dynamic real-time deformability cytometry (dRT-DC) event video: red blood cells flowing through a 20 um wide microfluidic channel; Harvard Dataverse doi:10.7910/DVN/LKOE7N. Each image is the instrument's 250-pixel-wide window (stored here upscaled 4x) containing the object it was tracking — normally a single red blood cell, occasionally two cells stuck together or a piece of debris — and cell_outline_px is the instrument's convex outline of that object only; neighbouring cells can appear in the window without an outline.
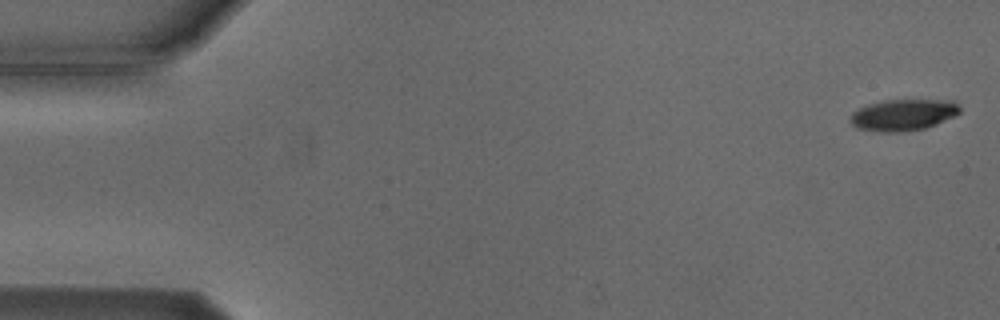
{"species": "Egyptian fruit bat (a non-hibernating species)", "species_latin": "Rousettus aegyptiacus", "temperature_condition": "cold", "stored_images_in_passage": 6, "camera_frame_rate_fps": 3000, "um_per_image_px": 0.085, "animal": {"sex": "male"}, "frame": {"image": 1, "passage_image": 1, "time_ms": 0.0, "image_size_px": [1000, 320], "cell_outline_px": [[960, 112], [936, 124], [924, 128], [896, 132], [888, 132], [856, 128], [848, 120], [852, 112], [868, 104], [884, 100], [952, 100], [960, 108]], "centroid_in_image_um": [76.73, 9.75], "position_along_channel_um": 8.3, "area_um2": 19.77}}
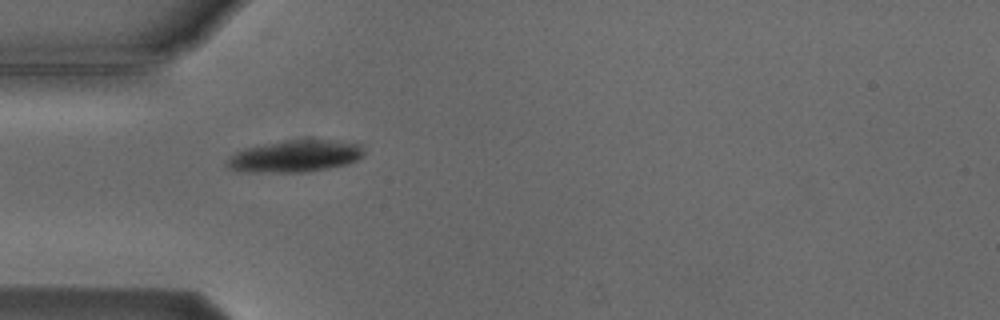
{"frame": {"image": 2, "passage_image": 5, "time_ms": 5.0, "image_size_px": [1000, 320], "cell_outline_px": [[364, 156], [348, 164], [308, 172], [248, 172], [232, 168], [224, 164], [236, 152], [244, 148], [284, 140], [336, 140], [360, 144], [364, 148]], "centroid_in_image_um": [25.14, 13.27], "position_along_channel_um": 59.9, "area_um2": 25.43}}
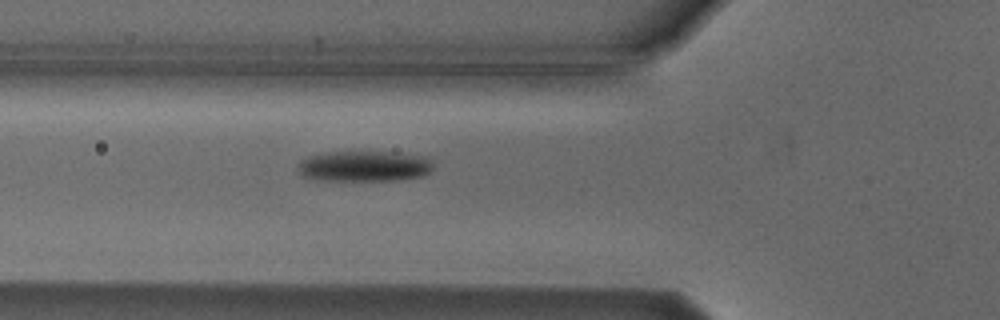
{"frame": {"image": 3, "passage_image": 6, "time_ms": 6.0, "image_size_px": [1000, 320], "cell_outline_px": [[432, 168], [424, 176], [396, 180], [312, 180], [300, 176], [296, 168], [308, 156], [324, 152], [400, 152], [432, 156]], "centroid_in_image_um": [30.99, 14.12], "position_along_channel_um": 94.8, "area_um2": 24.68}}